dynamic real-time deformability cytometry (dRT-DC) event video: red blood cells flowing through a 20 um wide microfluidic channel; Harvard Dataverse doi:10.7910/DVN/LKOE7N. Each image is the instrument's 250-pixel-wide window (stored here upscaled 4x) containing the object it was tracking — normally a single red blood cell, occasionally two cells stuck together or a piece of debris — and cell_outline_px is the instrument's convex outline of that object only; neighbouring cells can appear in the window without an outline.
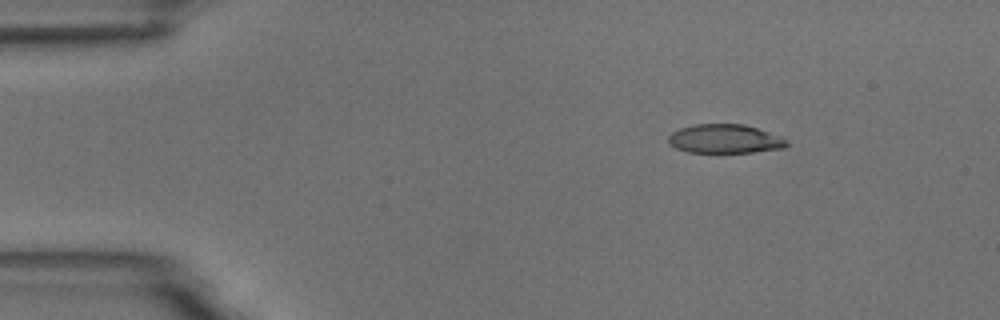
{"species": "common noctule bat (a hibernating species)", "species_latin": "Nyctalus noctula", "temperature_condition": "room temperature", "stored_images_in_passage": 6, "camera_frame_rate_fps": 3000, "um_per_image_px": 0.085, "animal": {"sex": "male", "body_mass_g": 18.8}, "frame": {"image": 1, "passage_image": 3, "time_ms": 2.333, "image_size_px": [1000, 320], "cell_outline_px": [[788, 144], [784, 148], [752, 152], [688, 152], [676, 148], [668, 144], [668, 136], [672, 132], [680, 128], [692, 124], [744, 124], [784, 136], [788, 140]], "centroid_in_image_um": [61.64, 11.79], "position_along_channel_um": 23.4, "area_um2": 20.17}}
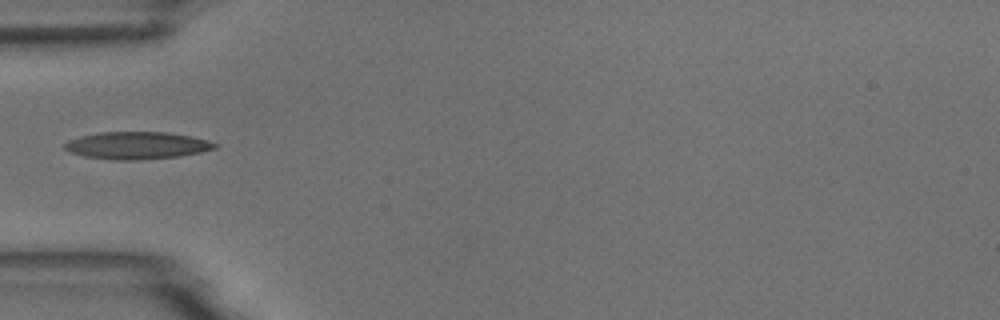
{"frame": {"image": 2, "passage_image": 6, "time_ms": 5.667, "image_size_px": [1000, 320], "cell_outline_px": [[216, 148], [200, 152], [180, 156], [140, 160], [112, 160], [84, 156], [68, 152], [64, 148], [64, 144], [68, 140], [80, 136], [100, 132], [164, 132], [192, 136], [208, 140], [216, 144]], "centroid_in_image_um": [11.6, 12.37], "position_along_channel_um": 73.4, "area_um2": 23.99}}